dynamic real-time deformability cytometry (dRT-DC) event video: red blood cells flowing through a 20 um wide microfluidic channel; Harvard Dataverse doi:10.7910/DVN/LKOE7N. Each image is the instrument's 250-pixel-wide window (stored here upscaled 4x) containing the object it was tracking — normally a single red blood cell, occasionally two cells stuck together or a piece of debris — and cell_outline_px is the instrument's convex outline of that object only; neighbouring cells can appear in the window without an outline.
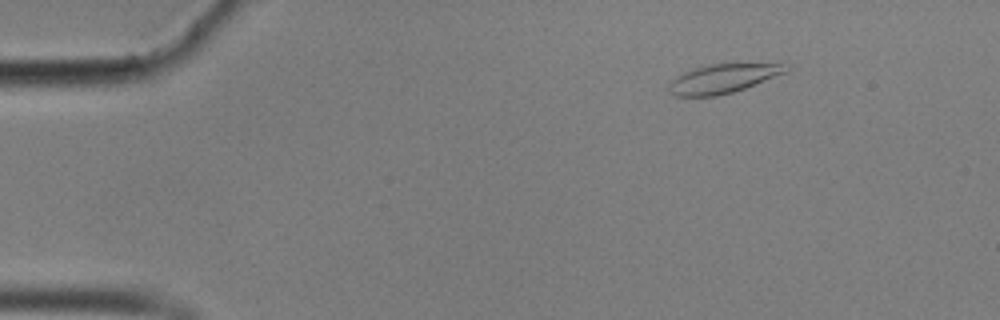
{"species": "common noctule bat (a hibernating species)", "species_latin": "Nyctalus noctula", "temperature_condition": "cold", "stored_images_in_passage": 54, "camera_frame_rate_fps": 3000, "um_per_image_px": 0.085, "animal": {"sex": "male", "body_mass_g": 17.9}, "frame": {"image": 1, "passage_image": 4, "time_ms": 1.0, "image_size_px": [1000, 320], "cell_outline_px": [[792, 64], [788, 72], [744, 88], [732, 92], [716, 96], [676, 96], [668, 92], [668, 84], [676, 76], [684, 72], [696, 68], [712, 64]], "centroid_in_image_um": [61.46, 6.68], "position_along_channel_um": 23.5, "area_um2": 19.65}}
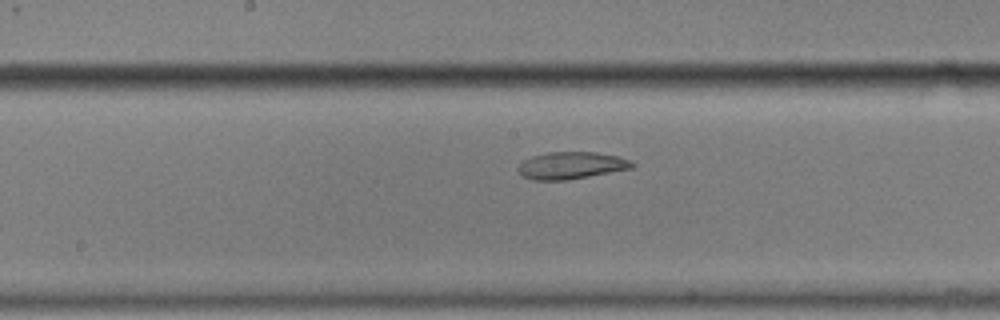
{"frame": {"image": 2, "passage_image": 26, "time_ms": 8.333, "image_size_px": [1000, 320], "cell_outline_px": [[636, 164], [632, 168], [568, 180], [532, 180], [520, 176], [516, 168], [524, 160], [532, 156], [548, 152], [596, 152], [616, 156], [628, 160]], "centroid_in_image_um": [48.49, 14.07], "position_along_channel_um": 199.7, "area_um2": 18.03}}
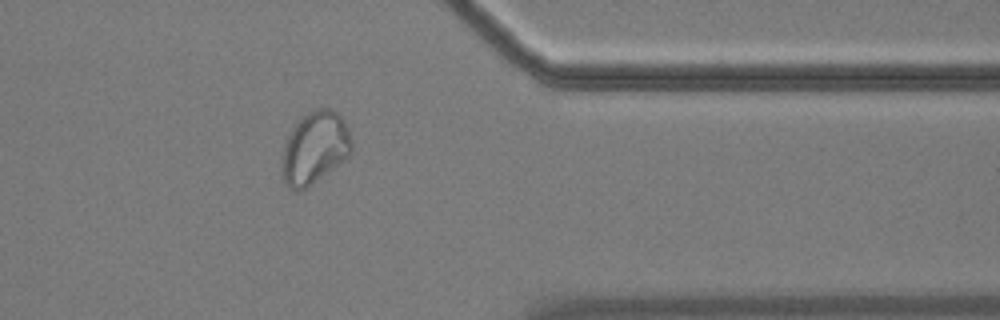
{"frame": {"image": 3, "passage_image": 43, "time_ms": 14.0, "image_size_px": [1000, 320], "cell_outline_px": [[352, 152], [344, 160], [304, 188], [296, 192], [288, 188], [284, 180], [280, 168], [284, 148], [288, 136], [292, 128], [308, 112], [316, 108], [332, 108], [344, 120], [348, 128], [352, 140]], "centroid_in_image_um": [26.76, 12.55], "position_along_channel_um": 384.6, "area_um2": 29.07}, "authors_computed_cell_mechanics": {"area_um2": 20.0566, "velocity_mm_per_s": 3.4703, "shape_relaxation_time_tau1_ms": null, "shape_relaxation_time_tau2_ms": 2.3466, "deformation_change_tau1": null, "deformation_change_tau2": 0.0554}}